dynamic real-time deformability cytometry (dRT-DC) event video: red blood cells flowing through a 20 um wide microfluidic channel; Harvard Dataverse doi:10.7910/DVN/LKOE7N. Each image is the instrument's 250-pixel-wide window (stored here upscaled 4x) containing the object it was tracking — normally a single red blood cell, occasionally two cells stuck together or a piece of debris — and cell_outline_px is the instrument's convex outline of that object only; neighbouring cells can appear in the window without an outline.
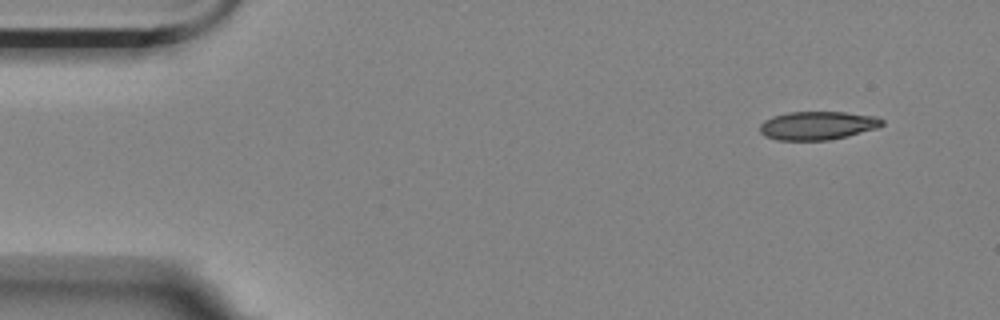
{"species": "Egyptian fruit bat (a non-hibernating species)", "species_latin": "Rousettus aegyptiacus", "temperature_condition": "room temperature", "stored_images_in_passage": 53, "camera_frame_rate_fps": 3000, "um_per_image_px": 0.085, "animal": {"sex": "female"}, "frame": {"image": 1, "passage_image": 1, "time_ms": 0.0, "image_size_px": [1000, 320], "cell_outline_px": [[884, 124], [876, 128], [848, 136], [828, 140], [776, 140], [764, 136], [760, 132], [760, 124], [764, 120], [772, 116], [788, 112], [844, 112], [876, 116], [884, 120]], "centroid_in_image_um": [69.47, 10.67], "position_along_channel_um": 15.5, "area_um2": 20.35}}
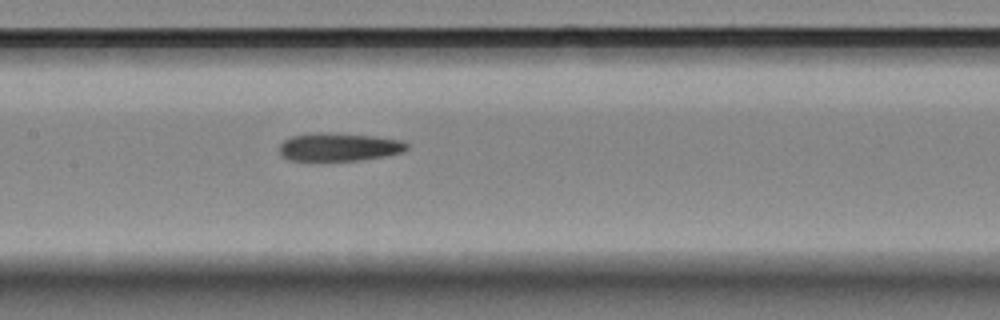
{"frame": {"image": 2, "passage_image": 23, "time_ms": 7.333, "image_size_px": [1000, 320], "cell_outline_px": [[408, 148], [404, 152], [388, 156], [360, 160], [288, 160], [280, 156], [280, 144], [284, 140], [292, 136], [312, 132], [328, 132], [376, 136], [404, 140], [408, 144]], "centroid_in_image_um": [28.85, 12.48], "position_along_channel_um": 178.6, "area_um2": 21.27}}
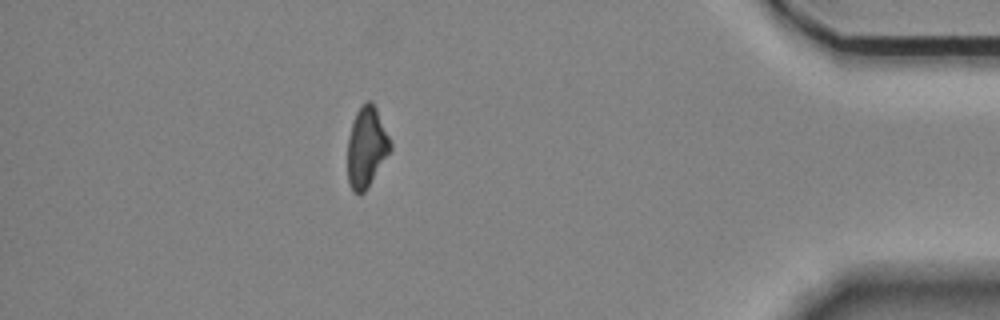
{"frame": {"image": 3, "passage_image": 46, "time_ms": 15.0, "image_size_px": [1000, 320], "cell_outline_px": [[392, 148], [364, 192], [360, 196], [352, 192], [348, 184], [348, 136], [356, 112], [368, 100], [376, 108], [392, 144]], "centroid_in_image_um": [31.13, 12.56], "position_along_channel_um": 404.1, "area_um2": 19.71}, "authors_computed_cell_mechanics": {"area_um2": 21.2704, "velocity_mm_per_s": 3.527, "shape_relaxation_time_tau1_ms": 7.6401, "shape_relaxation_time_tau2_ms": 6.9758, "deformation_change_tau1": 0.1847, "deformation_change_tau2": 0.1754}}